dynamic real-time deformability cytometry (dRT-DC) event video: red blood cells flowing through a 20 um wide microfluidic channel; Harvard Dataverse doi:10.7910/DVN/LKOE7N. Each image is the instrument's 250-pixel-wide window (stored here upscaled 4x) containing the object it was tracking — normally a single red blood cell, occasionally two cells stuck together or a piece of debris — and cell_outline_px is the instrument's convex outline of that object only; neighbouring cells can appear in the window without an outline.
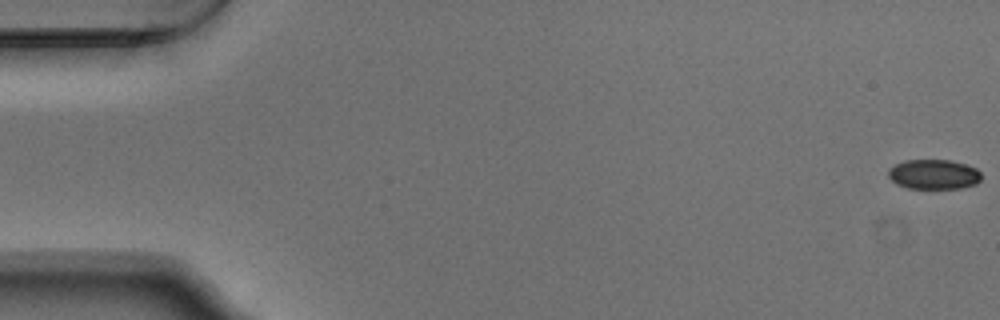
{"species": "Egyptian fruit bat (a non-hibernating species)", "species_latin": "Rousettus aegyptiacus", "temperature_condition": "warm", "stored_images_in_passage": 55, "camera_frame_rate_fps": 3000, "um_per_image_px": 0.085, "animal": {"sex": "male"}, "frame": {"image": 1, "passage_image": 1, "time_ms": 0.0, "image_size_px": [1000, 320], "cell_outline_px": [[980, 180], [976, 184], [960, 188], [908, 188], [896, 184], [888, 176], [888, 168], [904, 160], [952, 160], [976, 168], [980, 172]], "centroid_in_image_um": [79.35, 14.81], "position_along_channel_um": 5.7, "area_um2": 16.13}}
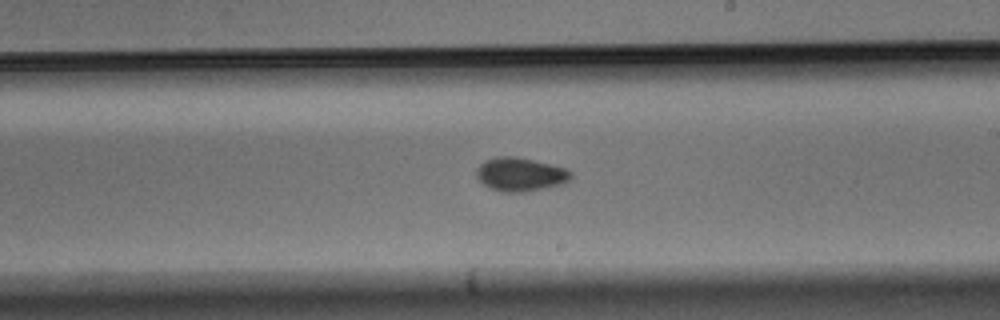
{"frame": {"image": 2, "passage_image": 32, "time_ms": 10.333, "image_size_px": [1000, 320], "cell_outline_px": [[572, 176], [568, 180], [560, 184], [544, 188], [524, 192], [504, 192], [492, 188], [484, 184], [476, 176], [476, 168], [484, 160], [496, 156], [516, 156], [564, 168], [572, 172]], "centroid_in_image_um": [44.18, 14.81], "position_along_channel_um": 244.8, "area_um2": 18.26}}
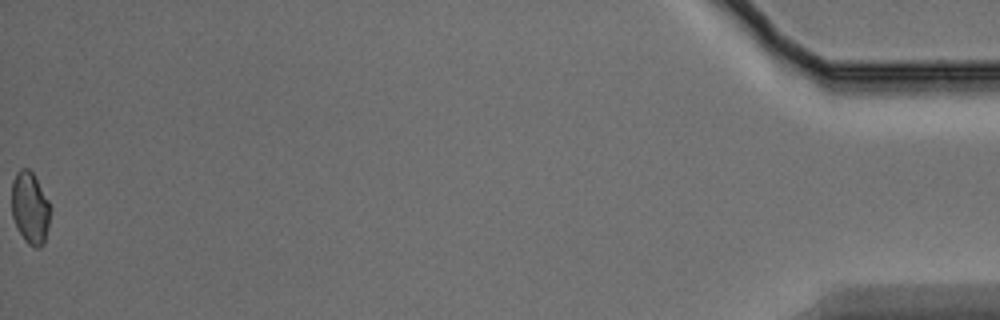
{"frame": {"image": 3, "passage_image": 55, "time_ms": 18.0, "image_size_px": [1000, 320], "cell_outline_px": [[48, 228], [44, 244], [40, 248], [36, 248], [28, 244], [24, 240], [12, 216], [12, 180], [16, 172], [20, 168], [28, 168], [32, 172], [48, 200]], "centroid_in_image_um": [2.53, 17.67], "position_along_channel_um": 432.7, "area_um2": 15.95}, "authors_computed_cell_mechanics": {"area_um2": 17.34, "velocity_mm_per_s": 3.7527, "shape_relaxation_time_tau1_ms": 2.1599, "shape_relaxation_time_tau2_ms": 3.5705, "deformation_change_tau1": 0.0386, "deformation_change_tau2": 0.0599}}